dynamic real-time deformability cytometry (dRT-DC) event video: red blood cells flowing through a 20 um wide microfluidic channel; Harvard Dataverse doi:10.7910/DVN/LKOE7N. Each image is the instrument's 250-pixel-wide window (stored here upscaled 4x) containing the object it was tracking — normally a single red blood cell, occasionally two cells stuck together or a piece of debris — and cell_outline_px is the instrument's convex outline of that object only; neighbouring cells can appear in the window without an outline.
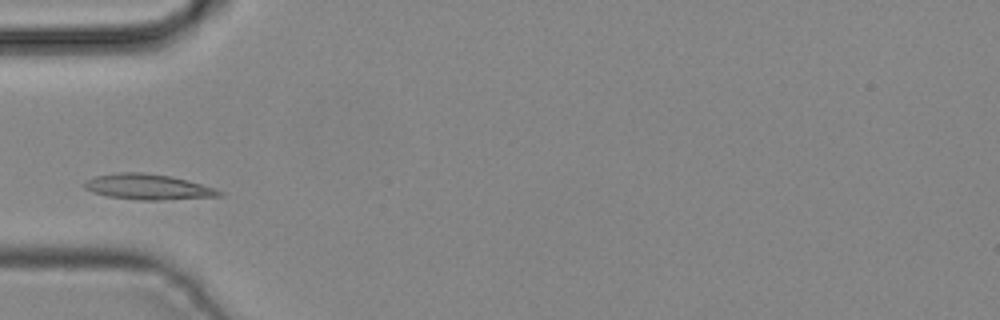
{"species": "common noctule bat (a hibernating species)", "species_latin": "Nyctalus noctula", "temperature_condition": "cold", "stored_images_in_passage": 4, "camera_frame_rate_fps": 3000, "um_per_image_px": 0.085, "animal": {"sex": "male", "body_mass_g": 19.2, "forearm_length_mm": 51.8}, "frame": {"image": 1, "passage_image": 3, "time_ms": 0.667, "image_size_px": [1000, 320], "cell_outline_px": [[224, 196], [160, 200], [140, 200], [108, 196], [92, 192], [84, 188], [80, 184], [84, 180], [96, 176], [120, 172], [140, 172], [172, 176], [188, 180], [216, 188], [224, 192]], "centroid_in_image_um": [12.58, 15.88], "position_along_channel_um": 72.4, "area_um2": 20.29}}
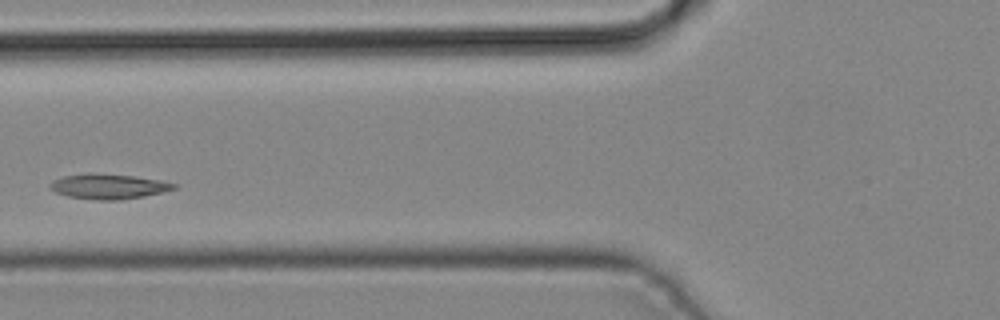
{"frame": {"image": 2, "passage_image": 4, "time_ms": 1.0, "image_size_px": [1000, 320], "cell_outline_px": [[176, 188], [144, 196], [120, 200], [100, 200], [68, 196], [56, 192], [48, 188], [48, 184], [52, 180], [64, 176], [88, 172], [92, 172], [136, 176], [160, 180], [176, 184]], "centroid_in_image_um": [9.17, 15.83], "position_along_channel_um": 116.6, "area_um2": 18.15}}